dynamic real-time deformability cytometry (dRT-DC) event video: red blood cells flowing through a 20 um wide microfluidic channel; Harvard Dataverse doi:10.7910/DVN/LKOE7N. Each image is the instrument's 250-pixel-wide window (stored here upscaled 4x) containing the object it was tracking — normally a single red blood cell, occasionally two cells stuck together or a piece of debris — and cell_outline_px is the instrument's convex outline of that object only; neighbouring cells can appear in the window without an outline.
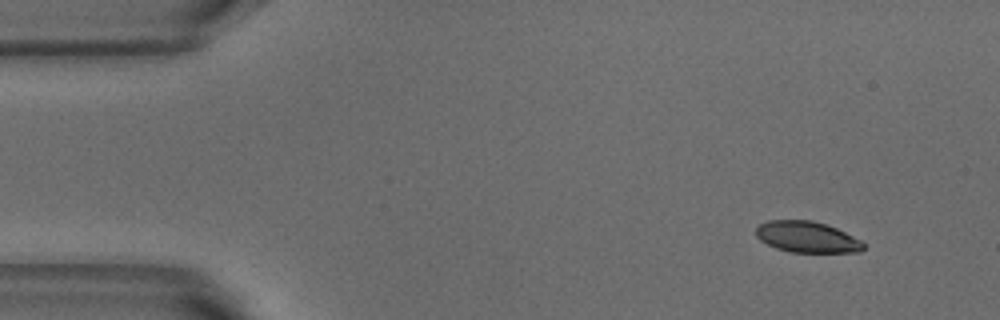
{"species": "common noctule bat (a hibernating species)", "species_latin": "Nyctalus noctula", "temperature_condition": "warm", "stored_images_in_passage": 3, "camera_frame_rate_fps": 3000, "um_per_image_px": 0.085, "animal": {"sex": "male", "body_mass_g": 18.8}, "frame": {"image": 1, "passage_image": 1, "time_ms": 0.0, "image_size_px": [1000, 320], "cell_outline_px": [[864, 248], [860, 252], [792, 252], [776, 248], [760, 240], [756, 236], [756, 228], [760, 224], [768, 220], [812, 220], [836, 228], [860, 240], [864, 244]], "centroid_in_image_um": [68.57, 20.14], "position_along_channel_um": 16.4, "area_um2": 19.31}}
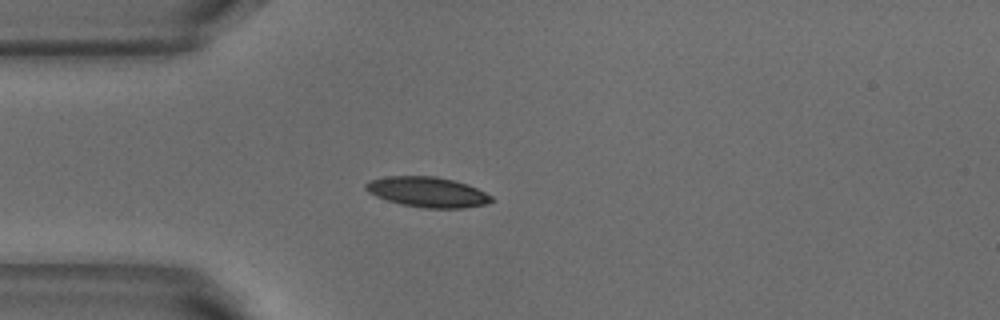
{"frame": {"image": 2, "passage_image": 3, "time_ms": 0.667, "image_size_px": [1000, 320], "cell_outline_px": [[492, 200], [488, 204], [464, 208], [424, 208], [400, 204], [376, 196], [368, 192], [364, 188], [364, 184], [368, 180], [384, 176], [436, 176], [468, 184], [492, 196]], "centroid_in_image_um": [36.3, 16.32], "position_along_channel_um": 48.7, "area_um2": 22.25}}